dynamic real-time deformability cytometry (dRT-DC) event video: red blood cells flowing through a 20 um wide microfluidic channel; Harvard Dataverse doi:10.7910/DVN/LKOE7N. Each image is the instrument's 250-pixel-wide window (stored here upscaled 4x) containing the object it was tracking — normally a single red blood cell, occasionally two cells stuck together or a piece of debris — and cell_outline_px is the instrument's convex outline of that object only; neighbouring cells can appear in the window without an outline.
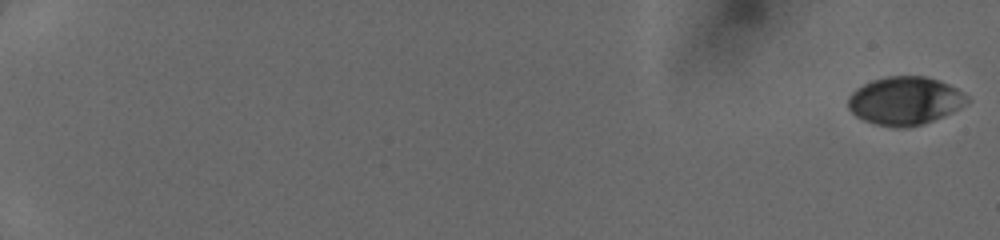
{"species": "human", "species_latin": "Homo sapiens", "temperature_condition": "cold", "stored_images_in_passage": 42, "camera_frame_rate_fps": 3000, "um_per_image_px": 0.085, "donor": {"sex": "female"}, "frame": {"image": 1, "passage_image": 1, "time_ms": 0.0, "image_size_px": [1000, 240], "cell_outline_px": [[972, 100], [968, 104], [944, 116], [920, 124], [904, 128], [900, 128], [876, 124], [864, 120], [856, 116], [848, 108], [848, 96], [856, 88], [872, 80], [888, 76], [924, 76], [940, 80], [964, 92]], "centroid_in_image_um": [76.95, 8.56], "position_along_channel_um": 8.1, "area_um2": 33.52}}
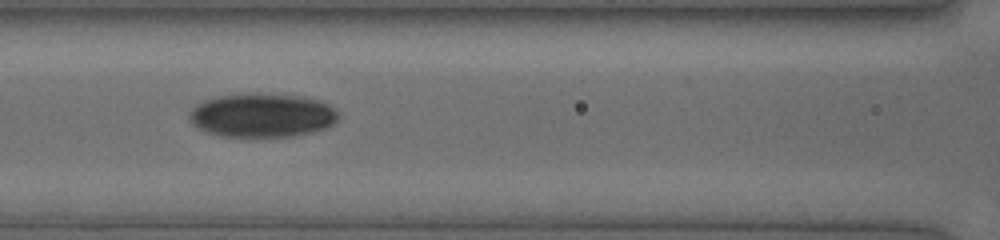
{"frame": {"image": 2, "passage_image": 26, "time_ms": 8.667, "image_size_px": [1000, 240], "cell_outline_px": [[340, 116], [332, 124], [324, 128], [312, 132], [296, 136], [220, 136], [208, 132], [192, 124], [188, 120], [188, 112], [196, 104], [204, 100], [216, 96], [252, 92], [260, 92], [304, 96], [320, 100], [328, 104], [340, 112]], "centroid_in_image_um": [22.28, 9.77], "position_along_channel_um": 144.3, "area_um2": 38.73}}
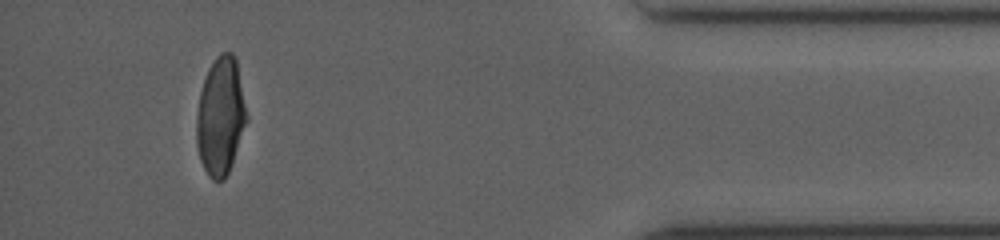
{"frame": {"image": 3, "passage_image": 42, "time_ms": 16.0, "image_size_px": [1000, 240], "cell_outline_px": [[248, 120], [228, 172], [224, 180], [212, 180], [208, 176], [204, 168], [200, 156], [196, 140], [196, 120], [200, 92], [208, 68], [216, 56], [220, 52], [232, 52], [236, 60], [248, 116]], "centroid_in_image_um": [18.75, 9.86], "position_along_channel_um": 416.5, "area_um2": 34.28}}